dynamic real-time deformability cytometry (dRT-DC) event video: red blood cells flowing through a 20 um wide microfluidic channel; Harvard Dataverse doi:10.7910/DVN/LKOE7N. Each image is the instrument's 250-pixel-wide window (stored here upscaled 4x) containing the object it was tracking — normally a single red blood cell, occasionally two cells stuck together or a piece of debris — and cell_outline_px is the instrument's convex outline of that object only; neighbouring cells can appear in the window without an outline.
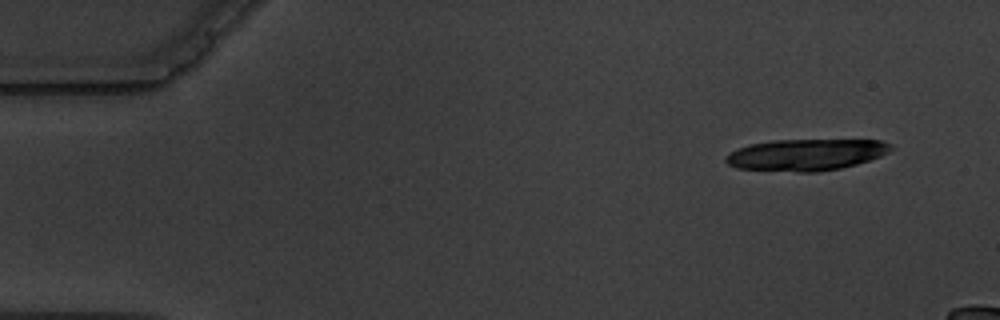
{"species": "common noctule bat (a hibernating species)", "species_latin": "Nyctalus noctula", "temperature_condition": "warm", "stored_images_in_passage": 2, "camera_frame_rate_fps": 3000, "um_per_image_px": 0.085, "animal": {"sex": "male", "body_mass_g": 19.5, "forearm_length_mm": 54.6}, "frame": {"image": 1, "passage_image": 1, "time_ms": 0.0, "image_size_px": [1000, 320], "cell_outline_px": [[896, 148], [880, 156], [856, 164], [840, 168], [820, 172], [800, 172], [736, 168], [728, 164], [724, 160], [732, 152], [748, 144], [772, 140], [880, 140], [892, 144]], "centroid_in_image_um": [68.55, 13.15], "position_along_channel_um": 16.4, "area_um2": 30.29}}